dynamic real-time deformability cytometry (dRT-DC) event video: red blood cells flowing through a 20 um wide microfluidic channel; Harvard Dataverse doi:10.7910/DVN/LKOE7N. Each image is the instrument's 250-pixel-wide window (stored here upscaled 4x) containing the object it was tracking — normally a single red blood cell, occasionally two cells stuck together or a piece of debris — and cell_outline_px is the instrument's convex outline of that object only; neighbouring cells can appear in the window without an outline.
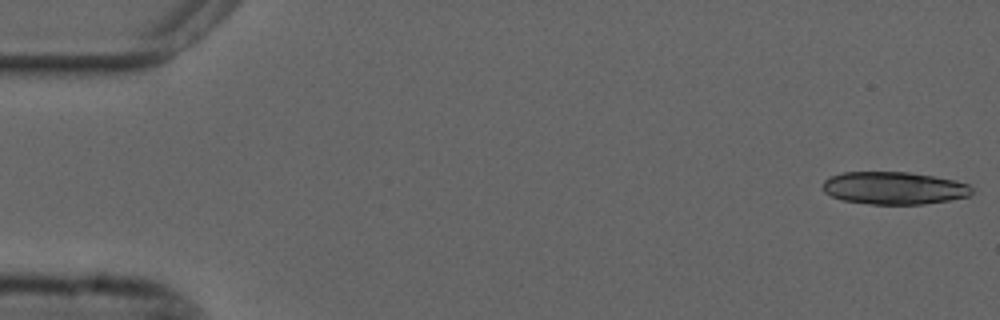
{"species": "common noctule bat (a hibernating species)", "species_latin": "Nyctalus noctula", "temperature_condition": "cold", "stored_images_in_passage": 19, "camera_frame_rate_fps": 3000, "um_per_image_px": 0.085, "animal": {"sex": "male", "forearm_length_mm": 52.5}, "frame": {"image": 1, "passage_image": 1, "time_ms": 0.0, "image_size_px": [1000, 320], "cell_outline_px": [[972, 192], [968, 196], [948, 200], [924, 204], [872, 204], [844, 200], [832, 196], [824, 192], [820, 188], [824, 180], [832, 176], [844, 172], [908, 172], [956, 180], [968, 184], [972, 188]], "centroid_in_image_um": [75.97, 15.98], "position_along_channel_um": 9.0, "area_um2": 28.21}}